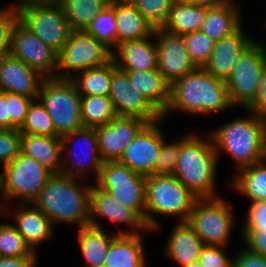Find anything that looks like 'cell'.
Returning <instances> with one entry per match:
<instances>
[{"mask_svg":"<svg viewBox=\"0 0 266 267\" xmlns=\"http://www.w3.org/2000/svg\"><path fill=\"white\" fill-rule=\"evenodd\" d=\"M19 131L21 134L58 136L51 116L38 100H34L29 106L25 122Z\"/></svg>","mask_w":266,"mask_h":267,"instance_id":"cell-38","label":"cell"},{"mask_svg":"<svg viewBox=\"0 0 266 267\" xmlns=\"http://www.w3.org/2000/svg\"><path fill=\"white\" fill-rule=\"evenodd\" d=\"M110 0H59L71 31H85Z\"/></svg>","mask_w":266,"mask_h":267,"instance_id":"cell-34","label":"cell"},{"mask_svg":"<svg viewBox=\"0 0 266 267\" xmlns=\"http://www.w3.org/2000/svg\"><path fill=\"white\" fill-rule=\"evenodd\" d=\"M109 234L104 228L90 225L78 228L77 242L86 263L85 267H104L108 248L118 235L116 232Z\"/></svg>","mask_w":266,"mask_h":267,"instance_id":"cell-30","label":"cell"},{"mask_svg":"<svg viewBox=\"0 0 266 267\" xmlns=\"http://www.w3.org/2000/svg\"><path fill=\"white\" fill-rule=\"evenodd\" d=\"M232 107L226 81L197 67L170 85L169 103L162 118L167 119L176 110L193 116H206L228 111Z\"/></svg>","mask_w":266,"mask_h":267,"instance_id":"cell-1","label":"cell"},{"mask_svg":"<svg viewBox=\"0 0 266 267\" xmlns=\"http://www.w3.org/2000/svg\"><path fill=\"white\" fill-rule=\"evenodd\" d=\"M20 151L36 159L53 174H62L61 137L21 134Z\"/></svg>","mask_w":266,"mask_h":267,"instance_id":"cell-26","label":"cell"},{"mask_svg":"<svg viewBox=\"0 0 266 267\" xmlns=\"http://www.w3.org/2000/svg\"><path fill=\"white\" fill-rule=\"evenodd\" d=\"M164 119L147 123L126 147L119 162L142 175H153L156 159L162 145Z\"/></svg>","mask_w":266,"mask_h":267,"instance_id":"cell-18","label":"cell"},{"mask_svg":"<svg viewBox=\"0 0 266 267\" xmlns=\"http://www.w3.org/2000/svg\"><path fill=\"white\" fill-rule=\"evenodd\" d=\"M232 267H266V258L242 247L232 257Z\"/></svg>","mask_w":266,"mask_h":267,"instance_id":"cell-48","label":"cell"},{"mask_svg":"<svg viewBox=\"0 0 266 267\" xmlns=\"http://www.w3.org/2000/svg\"><path fill=\"white\" fill-rule=\"evenodd\" d=\"M255 41L256 39L244 33L242 25L236 32L215 42L213 52L203 68L215 78L226 81L239 56Z\"/></svg>","mask_w":266,"mask_h":267,"instance_id":"cell-21","label":"cell"},{"mask_svg":"<svg viewBox=\"0 0 266 267\" xmlns=\"http://www.w3.org/2000/svg\"><path fill=\"white\" fill-rule=\"evenodd\" d=\"M206 136L191 133L182 141L173 174L198 199L221 196L216 188L220 157L209 132Z\"/></svg>","mask_w":266,"mask_h":267,"instance_id":"cell-3","label":"cell"},{"mask_svg":"<svg viewBox=\"0 0 266 267\" xmlns=\"http://www.w3.org/2000/svg\"><path fill=\"white\" fill-rule=\"evenodd\" d=\"M0 215H2L0 213ZM0 257H38L11 223H0Z\"/></svg>","mask_w":266,"mask_h":267,"instance_id":"cell-37","label":"cell"},{"mask_svg":"<svg viewBox=\"0 0 266 267\" xmlns=\"http://www.w3.org/2000/svg\"><path fill=\"white\" fill-rule=\"evenodd\" d=\"M112 51L85 31H72L58 54L57 78L71 79L78 72L106 65Z\"/></svg>","mask_w":266,"mask_h":267,"instance_id":"cell-10","label":"cell"},{"mask_svg":"<svg viewBox=\"0 0 266 267\" xmlns=\"http://www.w3.org/2000/svg\"><path fill=\"white\" fill-rule=\"evenodd\" d=\"M154 36L158 48V70L170 85L197 68L190 59L183 36L162 28H155Z\"/></svg>","mask_w":266,"mask_h":267,"instance_id":"cell-17","label":"cell"},{"mask_svg":"<svg viewBox=\"0 0 266 267\" xmlns=\"http://www.w3.org/2000/svg\"><path fill=\"white\" fill-rule=\"evenodd\" d=\"M198 198L174 175H147L145 191V223L153 233L162 226L156 216H174L187 222Z\"/></svg>","mask_w":266,"mask_h":267,"instance_id":"cell-5","label":"cell"},{"mask_svg":"<svg viewBox=\"0 0 266 267\" xmlns=\"http://www.w3.org/2000/svg\"><path fill=\"white\" fill-rule=\"evenodd\" d=\"M45 78L57 77L58 54L45 45L19 20L11 32L10 53Z\"/></svg>","mask_w":266,"mask_h":267,"instance_id":"cell-14","label":"cell"},{"mask_svg":"<svg viewBox=\"0 0 266 267\" xmlns=\"http://www.w3.org/2000/svg\"><path fill=\"white\" fill-rule=\"evenodd\" d=\"M206 18V7L175 0L162 29L176 35L198 31Z\"/></svg>","mask_w":266,"mask_h":267,"instance_id":"cell-31","label":"cell"},{"mask_svg":"<svg viewBox=\"0 0 266 267\" xmlns=\"http://www.w3.org/2000/svg\"><path fill=\"white\" fill-rule=\"evenodd\" d=\"M62 140V174L87 180L90 174L97 180L103 161L100 157L98 137L95 128L83 127L82 129L67 133ZM83 141V149L76 154V145ZM74 145V146H73ZM68 150V151H67ZM79 150V149H78ZM64 156V157H63ZM82 157V158H81ZM75 158V159H74ZM79 160H78V159ZM71 160V161H70Z\"/></svg>","mask_w":266,"mask_h":267,"instance_id":"cell-13","label":"cell"},{"mask_svg":"<svg viewBox=\"0 0 266 267\" xmlns=\"http://www.w3.org/2000/svg\"><path fill=\"white\" fill-rule=\"evenodd\" d=\"M154 33L139 40L117 44L112 60L119 70H150L158 68V48Z\"/></svg>","mask_w":266,"mask_h":267,"instance_id":"cell-23","label":"cell"},{"mask_svg":"<svg viewBox=\"0 0 266 267\" xmlns=\"http://www.w3.org/2000/svg\"><path fill=\"white\" fill-rule=\"evenodd\" d=\"M56 2H59V0H15L11 2L12 5L10 6L18 10L24 6L32 4H46V3H56Z\"/></svg>","mask_w":266,"mask_h":267,"instance_id":"cell-53","label":"cell"},{"mask_svg":"<svg viewBox=\"0 0 266 267\" xmlns=\"http://www.w3.org/2000/svg\"><path fill=\"white\" fill-rule=\"evenodd\" d=\"M35 99L6 92L9 109V129H20L25 122L29 106Z\"/></svg>","mask_w":266,"mask_h":267,"instance_id":"cell-42","label":"cell"},{"mask_svg":"<svg viewBox=\"0 0 266 267\" xmlns=\"http://www.w3.org/2000/svg\"><path fill=\"white\" fill-rule=\"evenodd\" d=\"M18 20L57 54L72 32L58 2L24 6L18 9Z\"/></svg>","mask_w":266,"mask_h":267,"instance_id":"cell-12","label":"cell"},{"mask_svg":"<svg viewBox=\"0 0 266 267\" xmlns=\"http://www.w3.org/2000/svg\"><path fill=\"white\" fill-rule=\"evenodd\" d=\"M155 28H162L167 21L175 0H129Z\"/></svg>","mask_w":266,"mask_h":267,"instance_id":"cell-40","label":"cell"},{"mask_svg":"<svg viewBox=\"0 0 266 267\" xmlns=\"http://www.w3.org/2000/svg\"><path fill=\"white\" fill-rule=\"evenodd\" d=\"M247 250L260 254L266 258V228L261 230H242Z\"/></svg>","mask_w":266,"mask_h":267,"instance_id":"cell-47","label":"cell"},{"mask_svg":"<svg viewBox=\"0 0 266 267\" xmlns=\"http://www.w3.org/2000/svg\"><path fill=\"white\" fill-rule=\"evenodd\" d=\"M168 237L164 252L172 262L183 267L199 260L205 244L187 222H176Z\"/></svg>","mask_w":266,"mask_h":267,"instance_id":"cell-24","label":"cell"},{"mask_svg":"<svg viewBox=\"0 0 266 267\" xmlns=\"http://www.w3.org/2000/svg\"><path fill=\"white\" fill-rule=\"evenodd\" d=\"M117 116L109 96H81V118L84 127L109 124Z\"/></svg>","mask_w":266,"mask_h":267,"instance_id":"cell-35","label":"cell"},{"mask_svg":"<svg viewBox=\"0 0 266 267\" xmlns=\"http://www.w3.org/2000/svg\"><path fill=\"white\" fill-rule=\"evenodd\" d=\"M37 100L51 116L59 137L82 129L81 95L71 79L45 78Z\"/></svg>","mask_w":266,"mask_h":267,"instance_id":"cell-6","label":"cell"},{"mask_svg":"<svg viewBox=\"0 0 266 267\" xmlns=\"http://www.w3.org/2000/svg\"><path fill=\"white\" fill-rule=\"evenodd\" d=\"M145 221L146 176L131 170L119 161H106L94 182Z\"/></svg>","mask_w":266,"mask_h":267,"instance_id":"cell-9","label":"cell"},{"mask_svg":"<svg viewBox=\"0 0 266 267\" xmlns=\"http://www.w3.org/2000/svg\"><path fill=\"white\" fill-rule=\"evenodd\" d=\"M224 246L205 245L199 261L204 267H232L233 258L225 252Z\"/></svg>","mask_w":266,"mask_h":267,"instance_id":"cell-45","label":"cell"},{"mask_svg":"<svg viewBox=\"0 0 266 267\" xmlns=\"http://www.w3.org/2000/svg\"><path fill=\"white\" fill-rule=\"evenodd\" d=\"M226 198L197 199L187 223L205 245L227 247L235 225L234 214Z\"/></svg>","mask_w":266,"mask_h":267,"instance_id":"cell-8","label":"cell"},{"mask_svg":"<svg viewBox=\"0 0 266 267\" xmlns=\"http://www.w3.org/2000/svg\"><path fill=\"white\" fill-rule=\"evenodd\" d=\"M263 122H264V132H265V141H266V115L262 117Z\"/></svg>","mask_w":266,"mask_h":267,"instance_id":"cell-55","label":"cell"},{"mask_svg":"<svg viewBox=\"0 0 266 267\" xmlns=\"http://www.w3.org/2000/svg\"><path fill=\"white\" fill-rule=\"evenodd\" d=\"M109 5L116 15V46L126 41L149 37L154 33V27L129 0H110Z\"/></svg>","mask_w":266,"mask_h":267,"instance_id":"cell-25","label":"cell"},{"mask_svg":"<svg viewBox=\"0 0 266 267\" xmlns=\"http://www.w3.org/2000/svg\"><path fill=\"white\" fill-rule=\"evenodd\" d=\"M3 205L0 204V213L3 215L11 214L14 218L12 225L22 235L33 252L37 253L38 246L53 237L55 228L51 220L33 203H18L19 206L15 207L12 212L9 209H12L10 207L13 206Z\"/></svg>","mask_w":266,"mask_h":267,"instance_id":"cell-20","label":"cell"},{"mask_svg":"<svg viewBox=\"0 0 266 267\" xmlns=\"http://www.w3.org/2000/svg\"><path fill=\"white\" fill-rule=\"evenodd\" d=\"M78 178L52 174L33 204L52 224L89 225L91 185L78 182Z\"/></svg>","mask_w":266,"mask_h":267,"instance_id":"cell-2","label":"cell"},{"mask_svg":"<svg viewBox=\"0 0 266 267\" xmlns=\"http://www.w3.org/2000/svg\"><path fill=\"white\" fill-rule=\"evenodd\" d=\"M130 80V84L162 114L169 103L170 84L157 69L122 70Z\"/></svg>","mask_w":266,"mask_h":267,"instance_id":"cell-29","label":"cell"},{"mask_svg":"<svg viewBox=\"0 0 266 267\" xmlns=\"http://www.w3.org/2000/svg\"><path fill=\"white\" fill-rule=\"evenodd\" d=\"M111 51L116 48L117 22L115 10L108 4L95 18H93L85 30Z\"/></svg>","mask_w":266,"mask_h":267,"instance_id":"cell-36","label":"cell"},{"mask_svg":"<svg viewBox=\"0 0 266 267\" xmlns=\"http://www.w3.org/2000/svg\"><path fill=\"white\" fill-rule=\"evenodd\" d=\"M19 129H0V164H9L20 152Z\"/></svg>","mask_w":266,"mask_h":267,"instance_id":"cell-43","label":"cell"},{"mask_svg":"<svg viewBox=\"0 0 266 267\" xmlns=\"http://www.w3.org/2000/svg\"><path fill=\"white\" fill-rule=\"evenodd\" d=\"M241 230H261L266 228V201L250 203Z\"/></svg>","mask_w":266,"mask_h":267,"instance_id":"cell-46","label":"cell"},{"mask_svg":"<svg viewBox=\"0 0 266 267\" xmlns=\"http://www.w3.org/2000/svg\"><path fill=\"white\" fill-rule=\"evenodd\" d=\"M237 172L236 178L228 183L230 187L251 203L266 201V159Z\"/></svg>","mask_w":266,"mask_h":267,"instance_id":"cell-32","label":"cell"},{"mask_svg":"<svg viewBox=\"0 0 266 267\" xmlns=\"http://www.w3.org/2000/svg\"><path fill=\"white\" fill-rule=\"evenodd\" d=\"M90 218L89 225L97 228H103L98 218L102 217L116 224L119 228L117 234H142L149 230L145 221L133 210L120 204L109 194V192L99 188L96 184L91 185L90 192ZM121 225H126L127 231L120 229ZM128 226V227H127ZM130 230V231H129Z\"/></svg>","mask_w":266,"mask_h":267,"instance_id":"cell-15","label":"cell"},{"mask_svg":"<svg viewBox=\"0 0 266 267\" xmlns=\"http://www.w3.org/2000/svg\"><path fill=\"white\" fill-rule=\"evenodd\" d=\"M141 234H118L105 256L104 267H146L145 248Z\"/></svg>","mask_w":266,"mask_h":267,"instance_id":"cell-27","label":"cell"},{"mask_svg":"<svg viewBox=\"0 0 266 267\" xmlns=\"http://www.w3.org/2000/svg\"><path fill=\"white\" fill-rule=\"evenodd\" d=\"M182 36L190 59L196 67L203 68L213 52L215 41L201 30L186 33Z\"/></svg>","mask_w":266,"mask_h":267,"instance_id":"cell-39","label":"cell"},{"mask_svg":"<svg viewBox=\"0 0 266 267\" xmlns=\"http://www.w3.org/2000/svg\"><path fill=\"white\" fill-rule=\"evenodd\" d=\"M181 2L203 7H215L224 4L229 0H179Z\"/></svg>","mask_w":266,"mask_h":267,"instance_id":"cell-52","label":"cell"},{"mask_svg":"<svg viewBox=\"0 0 266 267\" xmlns=\"http://www.w3.org/2000/svg\"><path fill=\"white\" fill-rule=\"evenodd\" d=\"M234 2L229 0L219 6L206 7V18L200 30L213 41L231 35L242 26L241 9Z\"/></svg>","mask_w":266,"mask_h":267,"instance_id":"cell-28","label":"cell"},{"mask_svg":"<svg viewBox=\"0 0 266 267\" xmlns=\"http://www.w3.org/2000/svg\"><path fill=\"white\" fill-rule=\"evenodd\" d=\"M0 129H9V109L6 92L0 91Z\"/></svg>","mask_w":266,"mask_h":267,"instance_id":"cell-51","label":"cell"},{"mask_svg":"<svg viewBox=\"0 0 266 267\" xmlns=\"http://www.w3.org/2000/svg\"><path fill=\"white\" fill-rule=\"evenodd\" d=\"M147 124L137 117L116 116L109 124L95 128L103 162L119 161L126 147Z\"/></svg>","mask_w":266,"mask_h":267,"instance_id":"cell-19","label":"cell"},{"mask_svg":"<svg viewBox=\"0 0 266 267\" xmlns=\"http://www.w3.org/2000/svg\"><path fill=\"white\" fill-rule=\"evenodd\" d=\"M45 77L10 54L0 58V91L37 100Z\"/></svg>","mask_w":266,"mask_h":267,"instance_id":"cell-22","label":"cell"},{"mask_svg":"<svg viewBox=\"0 0 266 267\" xmlns=\"http://www.w3.org/2000/svg\"><path fill=\"white\" fill-rule=\"evenodd\" d=\"M247 112L250 117L235 118L209 133L218 157L221 152L231 157L236 171L266 159L263 119Z\"/></svg>","mask_w":266,"mask_h":267,"instance_id":"cell-4","label":"cell"},{"mask_svg":"<svg viewBox=\"0 0 266 267\" xmlns=\"http://www.w3.org/2000/svg\"><path fill=\"white\" fill-rule=\"evenodd\" d=\"M165 134L162 132V145L159 150L158 157L155 162L153 175H173L178 160L180 147L182 141L189 135H182L177 141L167 143L165 140Z\"/></svg>","mask_w":266,"mask_h":267,"instance_id":"cell-41","label":"cell"},{"mask_svg":"<svg viewBox=\"0 0 266 267\" xmlns=\"http://www.w3.org/2000/svg\"><path fill=\"white\" fill-rule=\"evenodd\" d=\"M37 257H0V267H37Z\"/></svg>","mask_w":266,"mask_h":267,"instance_id":"cell-50","label":"cell"},{"mask_svg":"<svg viewBox=\"0 0 266 267\" xmlns=\"http://www.w3.org/2000/svg\"><path fill=\"white\" fill-rule=\"evenodd\" d=\"M183 267H204L199 260H196L186 266Z\"/></svg>","mask_w":266,"mask_h":267,"instance_id":"cell-54","label":"cell"},{"mask_svg":"<svg viewBox=\"0 0 266 267\" xmlns=\"http://www.w3.org/2000/svg\"><path fill=\"white\" fill-rule=\"evenodd\" d=\"M246 111H250L261 118L266 115V65L262 70L257 95L253 102L246 108Z\"/></svg>","mask_w":266,"mask_h":267,"instance_id":"cell-49","label":"cell"},{"mask_svg":"<svg viewBox=\"0 0 266 267\" xmlns=\"http://www.w3.org/2000/svg\"><path fill=\"white\" fill-rule=\"evenodd\" d=\"M117 69L114 61L106 65L78 72L71 80L81 96H109L112 73Z\"/></svg>","mask_w":266,"mask_h":267,"instance_id":"cell-33","label":"cell"},{"mask_svg":"<svg viewBox=\"0 0 266 267\" xmlns=\"http://www.w3.org/2000/svg\"><path fill=\"white\" fill-rule=\"evenodd\" d=\"M2 168L0 197L2 196L3 202L16 201V205L18 202L33 203L53 174L36 159L21 151Z\"/></svg>","mask_w":266,"mask_h":267,"instance_id":"cell-7","label":"cell"},{"mask_svg":"<svg viewBox=\"0 0 266 267\" xmlns=\"http://www.w3.org/2000/svg\"><path fill=\"white\" fill-rule=\"evenodd\" d=\"M265 65L266 46L256 40L239 56L231 76L226 80L233 108L240 105L245 110L253 102Z\"/></svg>","mask_w":266,"mask_h":267,"instance_id":"cell-11","label":"cell"},{"mask_svg":"<svg viewBox=\"0 0 266 267\" xmlns=\"http://www.w3.org/2000/svg\"><path fill=\"white\" fill-rule=\"evenodd\" d=\"M109 98L117 116L137 117L147 123L162 119V114L132 87L128 75L118 68L112 73Z\"/></svg>","mask_w":266,"mask_h":267,"instance_id":"cell-16","label":"cell"},{"mask_svg":"<svg viewBox=\"0 0 266 267\" xmlns=\"http://www.w3.org/2000/svg\"><path fill=\"white\" fill-rule=\"evenodd\" d=\"M18 20V10L7 5L0 8V58L10 53L11 32Z\"/></svg>","mask_w":266,"mask_h":267,"instance_id":"cell-44","label":"cell"}]
</instances>
